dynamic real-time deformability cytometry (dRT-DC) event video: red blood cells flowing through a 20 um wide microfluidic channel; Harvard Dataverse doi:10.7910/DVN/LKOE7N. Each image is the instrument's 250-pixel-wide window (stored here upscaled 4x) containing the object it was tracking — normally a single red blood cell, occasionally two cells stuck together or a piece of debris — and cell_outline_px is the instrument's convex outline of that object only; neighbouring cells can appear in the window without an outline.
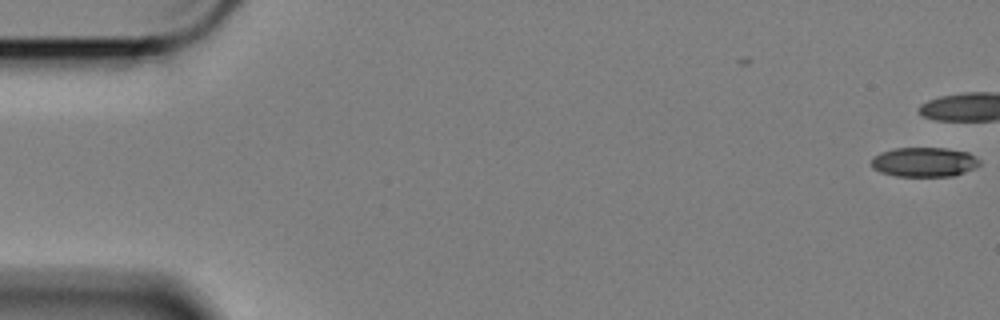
{"species": "Egyptian fruit bat (a non-hibernating species)", "species_latin": "Rousettus aegyptiacus", "temperature_condition": "cold", "stored_images_in_passage": 9, "camera_frame_rate_fps": 3000, "um_per_image_px": 0.085, "animal": {"sex": "female"}, "frame": {"image": 1, "passage_image": 1, "time_ms": 0.0, "image_size_px": [1000, 320], "cell_outline_px": [[980, 164], [976, 168], [952, 176], [896, 176], [880, 172], [872, 168], [872, 156], [880, 152], [896, 148], [944, 148], [968, 152], [976, 156], [980, 160]], "centroid_in_image_um": [78.56, 13.77], "position_along_channel_um": 6.4, "area_um2": 18.73}}